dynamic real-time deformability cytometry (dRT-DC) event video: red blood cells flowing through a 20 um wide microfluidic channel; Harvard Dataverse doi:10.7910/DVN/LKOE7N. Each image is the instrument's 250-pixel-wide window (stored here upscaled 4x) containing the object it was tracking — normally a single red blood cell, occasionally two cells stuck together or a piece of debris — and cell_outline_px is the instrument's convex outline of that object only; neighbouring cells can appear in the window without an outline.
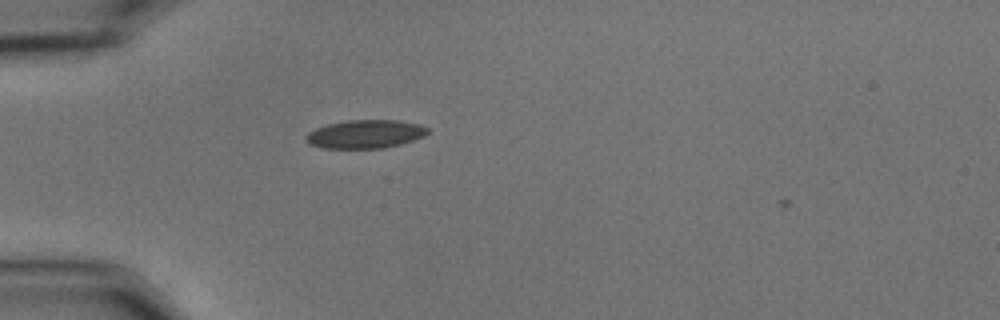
{"species": "common noctule bat (a hibernating species)", "species_latin": "Nyctalus noctula", "temperature_condition": "cold", "stored_images_in_passage": 2, "camera_frame_rate_fps": 3000, "um_per_image_px": 0.085, "animal": {"sex": "male", "body_mass_g": 15.6}, "frame": {"image": 1, "passage_image": 1, "time_ms": 0.0, "image_size_px": [1000, 320], "cell_outline_px": [[428, 132], [424, 136], [400, 144], [384, 148], [320, 148], [308, 144], [304, 136], [308, 132], [316, 128], [328, 124], [348, 120], [396, 120], [420, 124], [428, 128]], "centroid_in_image_um": [31.02, 11.4], "position_along_channel_um": 54.0, "area_um2": 20.17}}